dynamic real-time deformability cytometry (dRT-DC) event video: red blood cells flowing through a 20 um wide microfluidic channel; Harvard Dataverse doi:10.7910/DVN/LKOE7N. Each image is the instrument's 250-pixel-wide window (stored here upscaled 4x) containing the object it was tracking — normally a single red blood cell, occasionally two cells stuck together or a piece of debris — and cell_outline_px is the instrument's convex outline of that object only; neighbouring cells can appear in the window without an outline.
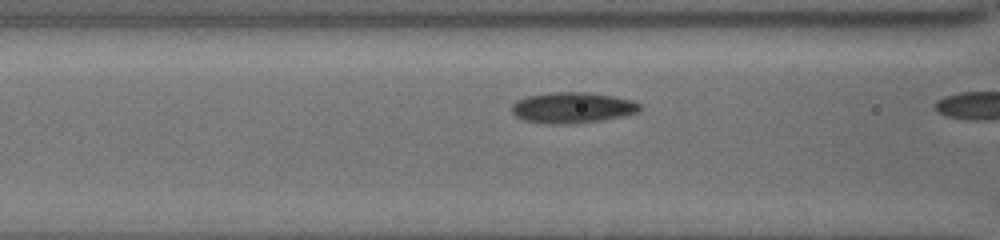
{"species": "common noctule bat (a hibernating species)", "species_latin": "Nyctalus noctula", "temperature_condition": "cold", "stored_images_in_passage": 11, "camera_frame_rate_fps": 3000, "um_per_image_px": 0.085, "animal": {"sex": "female", "body_mass_g": 19.5, "forearm_length_mm": 54.1}, "frame": {"image": 1, "passage_image": 10, "time_ms": 3.0, "image_size_px": [1000, 240], "cell_outline_px": [[640, 112], [600, 120], [576, 124], [544, 124], [524, 120], [516, 116], [512, 112], [512, 104], [516, 100], [524, 96], [548, 92], [584, 92], [612, 96], [632, 100], [640, 104]], "centroid_in_image_um": [48.6, 9.15], "position_along_channel_um": 118.0, "area_um2": 23.18}}